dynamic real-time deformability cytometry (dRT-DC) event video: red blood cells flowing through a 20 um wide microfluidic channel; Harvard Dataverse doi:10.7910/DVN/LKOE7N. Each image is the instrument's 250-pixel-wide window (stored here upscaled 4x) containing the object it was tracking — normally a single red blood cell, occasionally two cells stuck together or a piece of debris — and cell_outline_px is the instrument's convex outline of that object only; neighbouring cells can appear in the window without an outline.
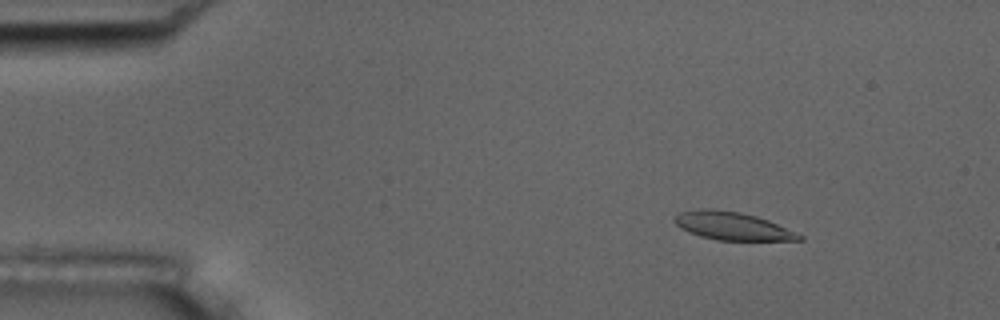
{"species": "common noctule bat (a hibernating species)", "species_latin": "Nyctalus noctula", "temperature_condition": "room temperature", "stored_images_in_passage": 9, "camera_frame_rate_fps": 3000, "um_per_image_px": 0.085, "animal": {"sex": "male", "body_mass_g": 17.5, "forearm_length_mm": 52.3}, "frame": {"image": 1, "passage_image": 3, "time_ms": 0.667, "image_size_px": [1000, 320], "cell_outline_px": [[804, 240], [716, 240], [700, 236], [688, 232], [680, 228], [676, 224], [676, 216], [680, 212], [700, 208], [712, 208], [740, 212], [756, 216], [768, 220], [804, 236]], "centroid_in_image_um": [62.24, 19.2], "position_along_channel_um": 22.8, "area_um2": 20.23}}
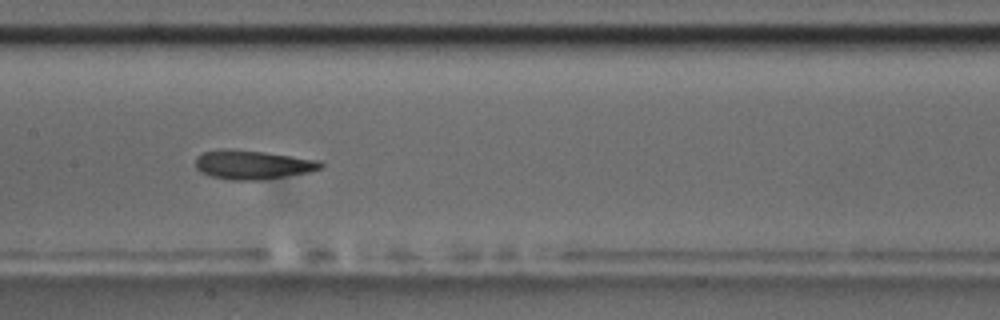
{"frame": {"image": 2, "passage_image": 9, "time_ms": 2.667, "image_size_px": [1000, 320], "cell_outline_px": [[324, 164], [320, 168], [308, 172], [260, 180], [232, 180], [212, 176], [200, 172], [196, 168], [196, 156], [204, 152], [224, 148], [228, 148], [264, 152], [320, 160]], "centroid_in_image_um": [21.44, 13.99], "position_along_channel_um": 186.0, "area_um2": 21.04}}